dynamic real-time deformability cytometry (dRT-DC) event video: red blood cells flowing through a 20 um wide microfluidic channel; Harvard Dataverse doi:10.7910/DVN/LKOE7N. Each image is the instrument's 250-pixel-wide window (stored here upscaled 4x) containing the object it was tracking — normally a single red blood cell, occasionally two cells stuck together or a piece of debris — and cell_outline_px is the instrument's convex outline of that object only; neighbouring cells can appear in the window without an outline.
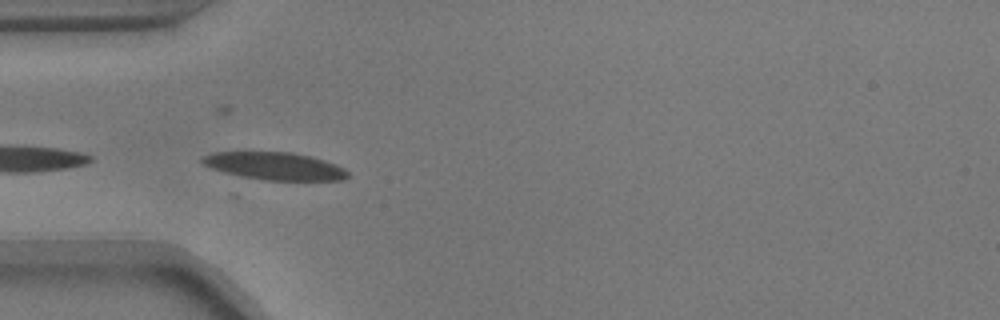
{"species": "common noctule bat (a hibernating species)", "species_latin": "Nyctalus noctula", "temperature_condition": "warm", "stored_images_in_passage": 35, "camera_frame_rate_fps": 3000, "um_per_image_px": 0.085, "animal": {"sex": "male", "body_mass_g": 17.9}, "frame": {"image": 1, "passage_image": 16, "time_ms": 5.0, "image_size_px": [1000, 320], "cell_outline_px": [[348, 176], [344, 180], [264, 180], [224, 172], [212, 168], [204, 164], [200, 160], [204, 156], [212, 152], [292, 152], [324, 160], [336, 164], [344, 168], [348, 172]], "centroid_in_image_um": [23.37, 14.11], "position_along_channel_um": 61.6, "area_um2": 23.12}}
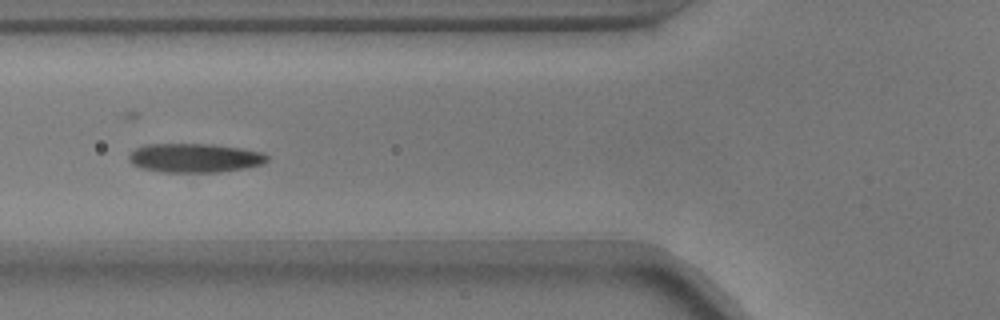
{"frame": {"image": 2, "passage_image": 20, "time_ms": 6.333, "image_size_px": [1000, 320], "cell_outline_px": [[268, 160], [260, 164], [244, 168], [220, 172], [164, 172], [140, 168], [132, 164], [128, 160], [128, 156], [136, 148], [144, 144], [212, 144], [240, 148], [264, 152], [268, 156]], "centroid_in_image_um": [16.53, 13.42], "position_along_channel_um": 109.3, "area_um2": 23.41}}
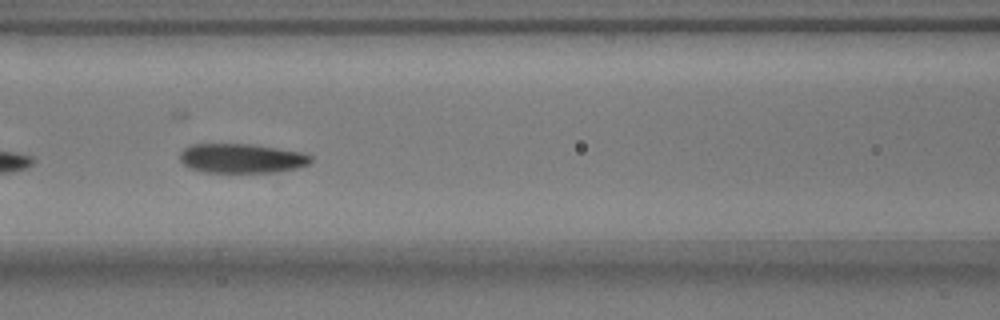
{"frame": {"image": 3, "passage_image": 23, "time_ms": 7.333, "image_size_px": [1000, 320], "cell_outline_px": [[312, 160], [308, 164], [296, 168], [276, 172], [204, 172], [188, 168], [180, 160], [180, 152], [184, 148], [192, 144], [256, 144], [300, 152], [312, 156]], "centroid_in_image_um": [20.52, 13.45], "position_along_channel_um": 146.1, "area_um2": 22.48}}